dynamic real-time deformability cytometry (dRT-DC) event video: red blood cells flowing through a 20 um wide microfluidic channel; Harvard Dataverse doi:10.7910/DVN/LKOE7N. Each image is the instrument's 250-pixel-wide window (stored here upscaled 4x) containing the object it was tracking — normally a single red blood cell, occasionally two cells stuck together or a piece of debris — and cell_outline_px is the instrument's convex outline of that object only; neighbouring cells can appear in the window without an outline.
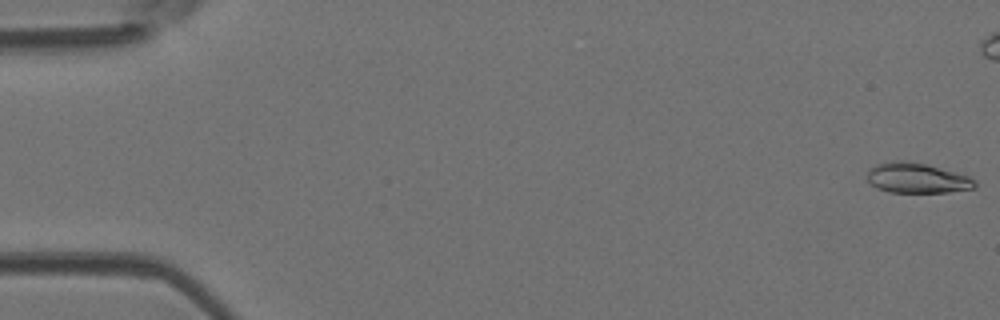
{"species": "Egyptian fruit bat (a non-hibernating species)", "species_latin": "Rousettus aegyptiacus", "temperature_condition": "room temperature", "stored_images_in_passage": 15, "camera_frame_rate_fps": 3000, "um_per_image_px": 0.085, "animal": {"sex": "female"}, "frame": {"image": 1, "passage_image": 1, "time_ms": 0.0, "image_size_px": [1000, 320], "cell_outline_px": [[976, 188], [948, 192], [888, 192], [876, 188], [868, 180], [868, 168], [876, 164], [892, 160], [904, 160], [924, 164], [968, 176], [976, 180]], "centroid_in_image_um": [77.91, 15.13], "position_along_channel_um": 7.1, "area_um2": 18.84}}